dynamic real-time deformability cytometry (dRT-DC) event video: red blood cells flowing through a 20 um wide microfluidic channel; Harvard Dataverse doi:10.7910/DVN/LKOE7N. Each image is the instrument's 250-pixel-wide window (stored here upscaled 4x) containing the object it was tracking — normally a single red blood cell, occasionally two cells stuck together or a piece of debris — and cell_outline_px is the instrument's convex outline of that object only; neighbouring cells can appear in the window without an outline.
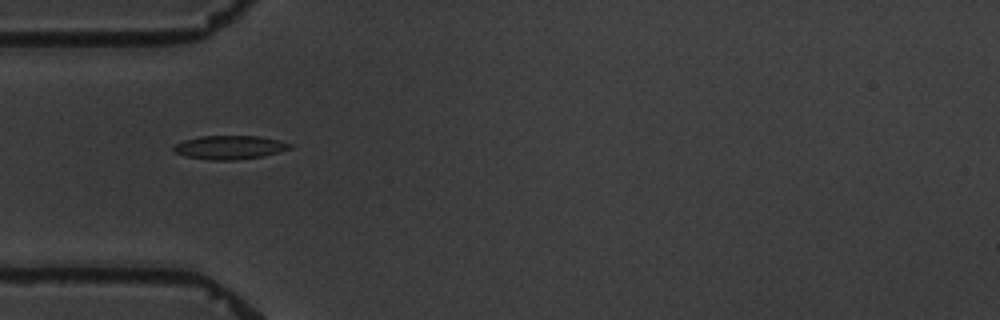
{"species": "common noctule bat (a hibernating species)", "species_latin": "Nyctalus noctula", "temperature_condition": "warm", "stored_images_in_passage": 2, "camera_frame_rate_fps": 3000, "um_per_image_px": 0.085, "animal": {"sex": "male", "body_mass_g": 19.5, "forearm_length_mm": 54.6}, "frame": {"image": 1, "passage_image": 1, "time_ms": 0.0, "image_size_px": [1000, 320], "cell_outline_px": [[292, 148], [264, 156], [236, 160], [212, 160], [184, 156], [176, 152], [172, 148], [176, 144], [184, 140], [200, 136], [260, 136], [280, 140], [292, 144]], "centroid_in_image_um": [19.55, 12.52], "position_along_channel_um": 65.5, "area_um2": 16.07}}
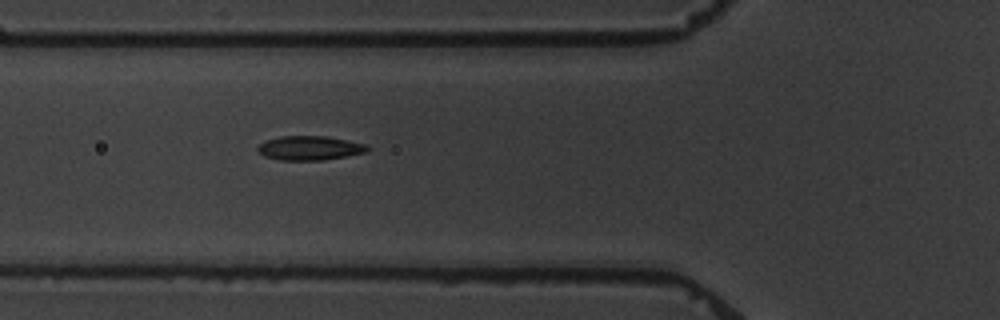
{"frame": {"image": 2, "passage_image": 2, "time_ms": 1.0, "image_size_px": [1000, 320], "cell_outline_px": [[368, 148], [364, 152], [348, 156], [324, 160], [280, 160], [264, 156], [256, 148], [264, 140], [280, 136], [328, 136], [368, 144]], "centroid_in_image_um": [26.32, 12.57], "position_along_channel_um": 99.5, "area_um2": 15.55}}